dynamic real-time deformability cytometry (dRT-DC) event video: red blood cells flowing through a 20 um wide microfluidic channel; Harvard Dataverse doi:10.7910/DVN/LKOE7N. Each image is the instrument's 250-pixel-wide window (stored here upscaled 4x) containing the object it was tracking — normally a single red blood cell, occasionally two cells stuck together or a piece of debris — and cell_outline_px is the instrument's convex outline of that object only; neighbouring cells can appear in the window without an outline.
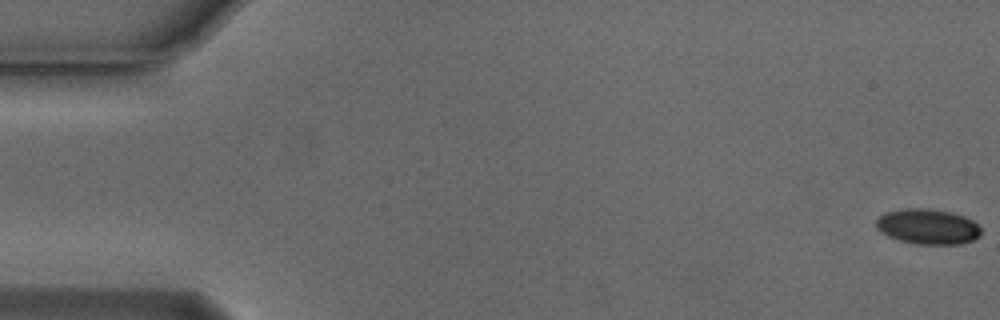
{"species": "Egyptian fruit bat (a non-hibernating species)", "species_latin": "Rousettus aegyptiacus", "temperature_condition": "cold", "stored_images_in_passage": 55, "camera_frame_rate_fps": 3000, "um_per_image_px": 0.085, "animal": {"sex": "male"}, "frame": {"image": 1, "passage_image": 1, "time_ms": 0.0, "image_size_px": [1000, 320], "cell_outline_px": [[980, 236], [972, 240], [960, 244], [916, 244], [900, 240], [888, 236], [880, 232], [876, 228], [876, 220], [884, 212], [908, 208], [928, 208], [952, 212], [964, 216], [972, 220], [980, 228]], "centroid_in_image_um": [78.84, 19.25], "position_along_channel_um": 6.2, "area_um2": 21.62}}
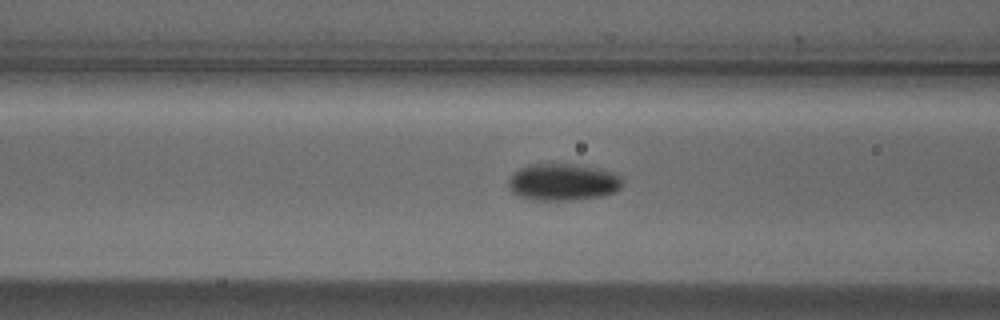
{"frame": {"image": 2, "passage_image": 22, "time_ms": 7.0, "image_size_px": [1000, 320], "cell_outline_px": [[620, 188], [612, 192], [600, 196], [572, 200], [536, 200], [520, 196], [512, 192], [508, 188], [508, 180], [512, 172], [528, 164], [572, 164], [612, 172], [620, 180]], "centroid_in_image_um": [47.74, 15.48], "position_along_channel_um": 118.9, "area_um2": 24.1}}
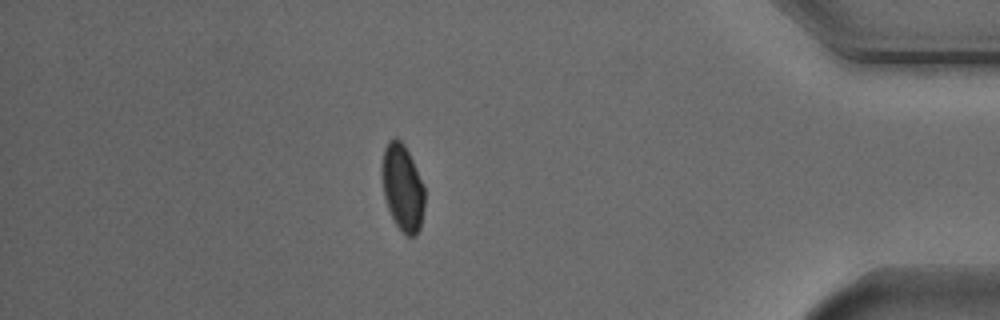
{"frame": {"image": 3, "passage_image": 48, "time_ms": 15.667, "image_size_px": [1000, 320], "cell_outline_px": [[424, 208], [420, 228], [416, 236], [408, 236], [396, 224], [388, 208], [384, 196], [380, 168], [384, 148], [388, 140], [396, 136], [404, 144], [424, 184]], "centroid_in_image_um": [34.2, 15.91], "position_along_channel_um": 401.0, "area_um2": 21.68}, "authors_computed_cell_mechanics": {"area_um2": 22.253, "velocity_mm_per_s": 3.7571, "shape_relaxation_time_tau1_ms": 2.6873, "shape_relaxation_time_tau2_ms": null, "deformation_change_tau1": 0.0847, "deformation_change_tau2": null}}